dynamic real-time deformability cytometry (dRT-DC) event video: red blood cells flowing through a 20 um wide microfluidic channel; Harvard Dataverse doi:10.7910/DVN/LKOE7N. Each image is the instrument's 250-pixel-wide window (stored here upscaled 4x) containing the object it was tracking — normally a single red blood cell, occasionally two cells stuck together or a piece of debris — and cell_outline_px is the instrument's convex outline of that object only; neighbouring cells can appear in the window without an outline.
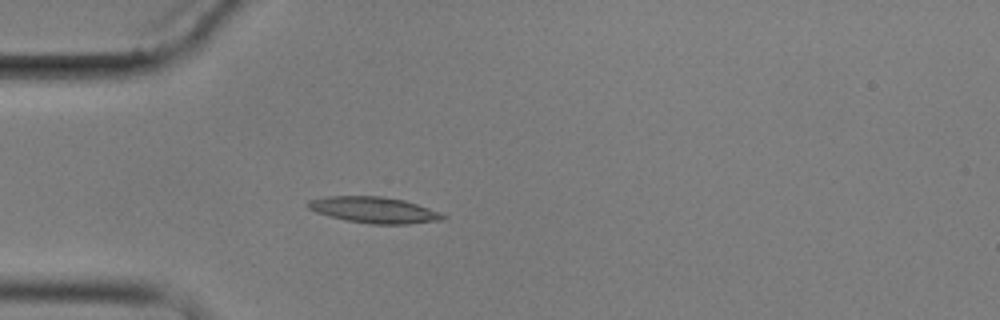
{"species": "common noctule bat (a hibernating species)", "species_latin": "Nyctalus noctula", "temperature_condition": "cold", "stored_images_in_passage": 3, "camera_frame_rate_fps": 3000, "um_per_image_px": 0.085, "animal": {"sex": "male", "body_mass_g": 17.9}, "frame": {"image": 1, "passage_image": 3, "time_ms": 2.333, "image_size_px": [1000, 320], "cell_outline_px": [[448, 216], [444, 220], [408, 224], [372, 224], [348, 220], [316, 212], [308, 208], [304, 204], [308, 200], [324, 196], [380, 196], [404, 200], [440, 212]], "centroid_in_image_um": [31.79, 17.84], "position_along_channel_um": 53.2, "area_um2": 20.52}}